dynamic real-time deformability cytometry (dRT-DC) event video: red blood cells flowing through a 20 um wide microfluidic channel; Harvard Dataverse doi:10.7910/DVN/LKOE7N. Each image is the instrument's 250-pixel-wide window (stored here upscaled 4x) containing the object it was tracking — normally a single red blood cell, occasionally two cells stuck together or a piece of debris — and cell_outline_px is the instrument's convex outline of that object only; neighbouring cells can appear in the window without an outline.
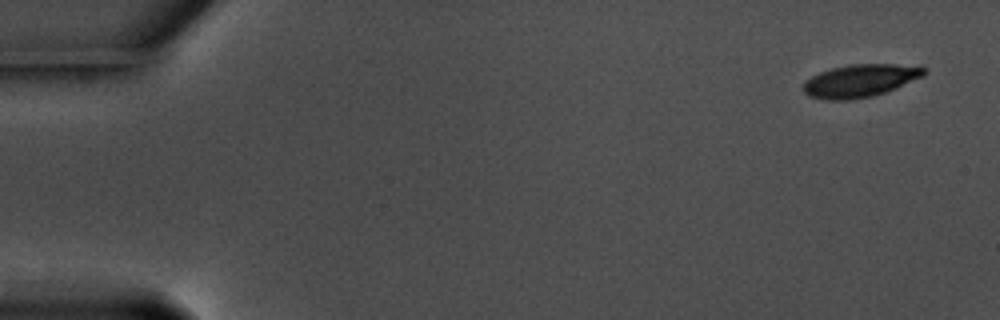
{"species": "common noctule bat (a hibernating species)", "species_latin": "Nyctalus noctula", "temperature_condition": "warm", "stored_images_in_passage": 56, "camera_frame_rate_fps": 3000, "um_per_image_px": 0.085, "animal": {"sex": "male", "body_mass_g": 17.5, "forearm_length_mm": 52.3}, "frame": {"image": 1, "passage_image": 1, "time_ms": 0.0, "image_size_px": [1000, 320], "cell_outline_px": [[924, 76], [896, 88], [872, 96], [848, 100], [824, 100], [808, 96], [804, 92], [804, 80], [820, 72], [832, 68], [848, 64], [892, 64], [924, 68]], "centroid_in_image_um": [73.05, 6.87], "position_along_channel_um": 12.0, "area_um2": 22.83}}
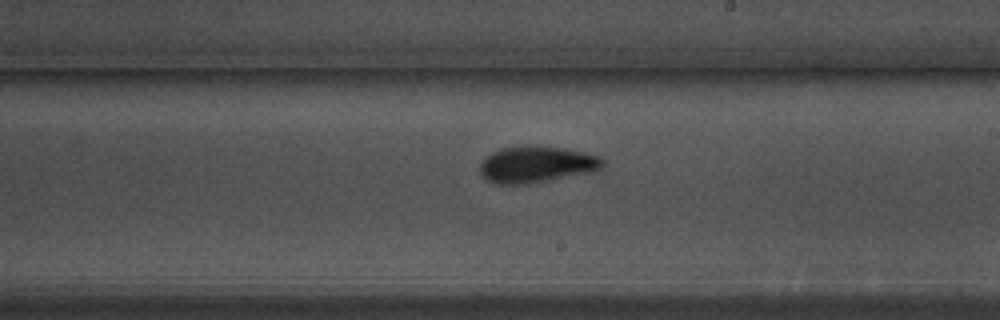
{"frame": {"image": 2, "passage_image": 32, "time_ms": 10.333, "image_size_px": [1000, 320], "cell_outline_px": [[604, 164], [600, 168], [592, 172], [520, 184], [496, 184], [488, 180], [480, 172], [480, 164], [492, 152], [504, 148], [564, 148], [584, 152], [596, 156], [604, 160]], "centroid_in_image_um": [45.61, 14.0], "position_along_channel_um": 243.4, "area_um2": 24.8}}
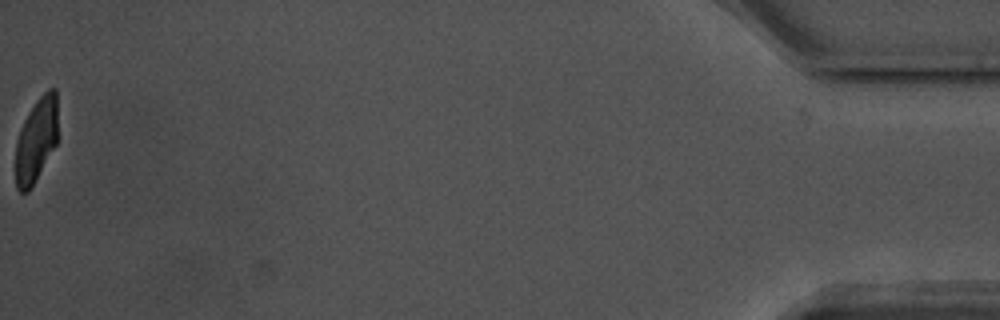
{"frame": {"image": 3, "passage_image": 56, "time_ms": 18.333, "image_size_px": [1000, 320], "cell_outline_px": [[56, 144], [28, 192], [20, 192], [16, 188], [16, 140], [20, 128], [28, 112], [36, 100], [48, 88], [56, 88]], "centroid_in_image_um": [3.05, 11.88], "position_along_channel_um": 432.1, "area_um2": 20.4}, "authors_computed_cell_mechanics": {"area_um2": 23.5824, "velocity_mm_per_s": 3.5673, "shape_relaxation_time_tau1_ms": 3.3555, "shape_relaxation_time_tau2_ms": 2.0367, "deformation_change_tau1": 0.145, "deformation_change_tau2": 0.0878}}